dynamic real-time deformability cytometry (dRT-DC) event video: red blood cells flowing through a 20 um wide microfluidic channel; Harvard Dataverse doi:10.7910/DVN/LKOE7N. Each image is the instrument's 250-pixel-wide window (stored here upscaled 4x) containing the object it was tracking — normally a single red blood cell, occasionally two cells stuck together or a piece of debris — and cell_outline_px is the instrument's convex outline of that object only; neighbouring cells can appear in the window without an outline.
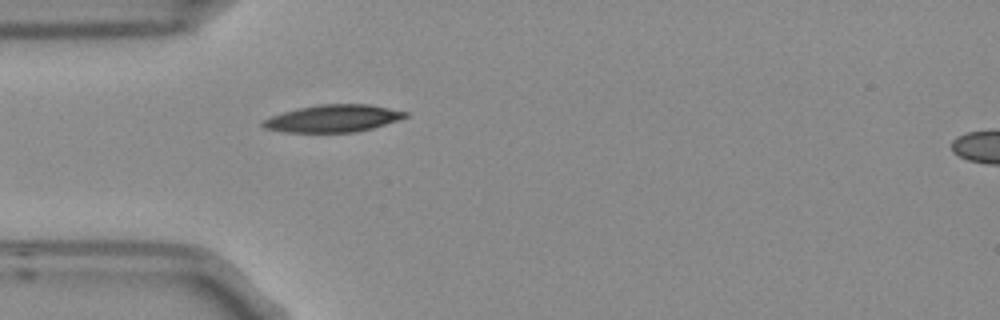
{"species": "Egyptian fruit bat (a non-hibernating species)", "species_latin": "Rousettus aegyptiacus", "temperature_condition": "room temperature", "stored_images_in_passage": 5, "camera_frame_rate_fps": 3000, "um_per_image_px": 0.085, "frame": {"image": 1, "passage_image": 5, "time_ms": 1.333, "image_size_px": [1000, 320], "cell_outline_px": [[408, 116], [372, 128], [356, 132], [284, 132], [264, 128], [260, 124], [260, 120], [284, 112], [300, 108], [320, 104], [368, 104], [408, 112]], "centroid_in_image_um": [28.27, 10.07], "position_along_channel_um": 56.7, "area_um2": 22.43}}